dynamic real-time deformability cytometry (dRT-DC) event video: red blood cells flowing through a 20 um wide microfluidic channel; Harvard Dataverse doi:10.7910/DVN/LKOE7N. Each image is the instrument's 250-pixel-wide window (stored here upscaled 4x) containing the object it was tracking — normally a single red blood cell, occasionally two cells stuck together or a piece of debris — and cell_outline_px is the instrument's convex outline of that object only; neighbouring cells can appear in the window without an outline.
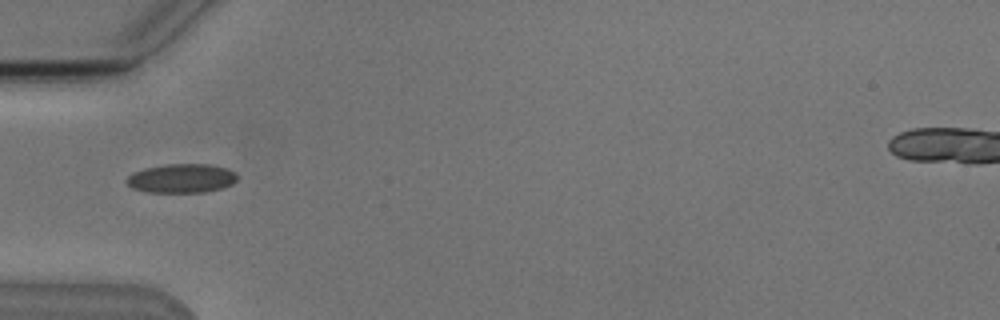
{"species": "Egyptian fruit bat (a non-hibernating species)", "species_latin": "Rousettus aegyptiacus", "temperature_condition": "cold", "stored_images_in_passage": 6, "camera_frame_rate_fps": 3000, "um_per_image_px": 0.085, "animal": {"sex": "male"}, "frame": {"image": 1, "passage_image": 4, "time_ms": 3.667, "image_size_px": [1000, 320], "cell_outline_px": [[236, 180], [232, 184], [220, 188], [204, 192], [144, 192], [132, 188], [124, 180], [132, 172], [144, 168], [168, 164], [208, 164], [224, 168], [236, 172]], "centroid_in_image_um": [15.38, 15.16], "position_along_channel_um": 69.6, "area_um2": 18.67}}
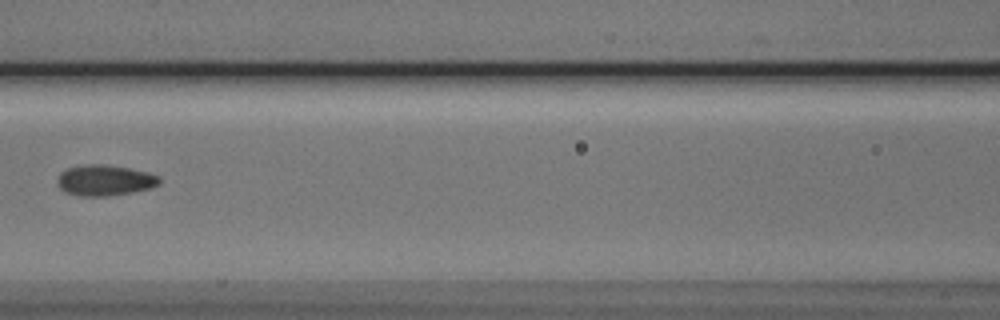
{"frame": {"image": 2, "passage_image": 6, "time_ms": 6.0, "image_size_px": [1000, 320], "cell_outline_px": [[160, 184], [152, 188], [132, 192], [108, 196], [80, 196], [64, 192], [56, 184], [56, 180], [60, 172], [68, 168], [84, 164], [100, 164], [128, 168], [148, 172], [160, 176]], "centroid_in_image_um": [8.89, 15.33], "position_along_channel_um": 157.7, "area_um2": 18.5}}